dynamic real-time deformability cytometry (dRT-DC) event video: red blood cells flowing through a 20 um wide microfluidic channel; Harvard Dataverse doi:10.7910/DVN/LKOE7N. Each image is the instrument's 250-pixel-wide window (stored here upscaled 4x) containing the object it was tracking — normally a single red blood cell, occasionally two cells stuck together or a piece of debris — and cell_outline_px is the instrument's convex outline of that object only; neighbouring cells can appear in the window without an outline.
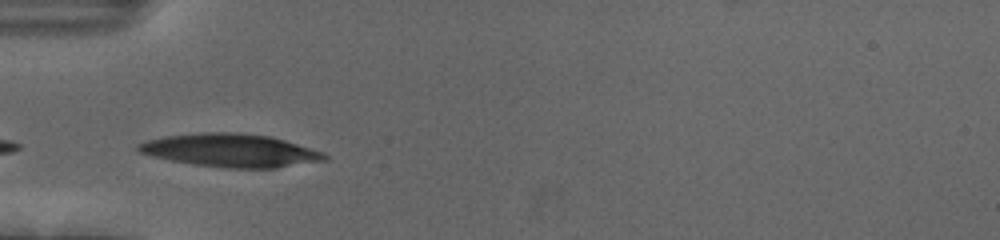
{"species": "human", "species_latin": "Homo sapiens", "temperature_condition": "cold", "stored_images_in_passage": 14, "camera_frame_rate_fps": 3000, "um_per_image_px": 0.085, "donor": {"sex": "female"}, "frame": {"image": 1, "passage_image": 1, "time_ms": 0.0, "image_size_px": [1000, 240], "cell_outline_px": [[328, 160], [276, 168], [228, 168], [196, 164], [172, 160], [140, 152], [136, 148], [136, 144], [148, 140], [164, 136], [204, 132], [236, 132], [272, 136], [324, 152], [328, 156]], "centroid_in_image_um": [19.66, 12.78], "position_along_channel_um": 65.3, "area_um2": 35.84}}
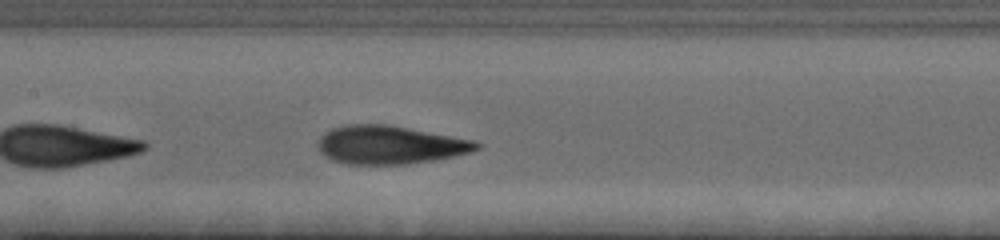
{"frame": {"image": 2, "passage_image": 10, "time_ms": 3.0, "image_size_px": [1000, 240], "cell_outline_px": [[484, 144], [480, 148], [472, 152], [436, 160], [408, 164], [344, 164], [332, 160], [324, 156], [316, 148], [316, 144], [320, 136], [324, 132], [332, 128], [348, 124], [388, 124], [472, 140]], "centroid_in_image_um": [33.1, 12.32], "position_along_channel_um": 174.3, "area_um2": 35.78}}